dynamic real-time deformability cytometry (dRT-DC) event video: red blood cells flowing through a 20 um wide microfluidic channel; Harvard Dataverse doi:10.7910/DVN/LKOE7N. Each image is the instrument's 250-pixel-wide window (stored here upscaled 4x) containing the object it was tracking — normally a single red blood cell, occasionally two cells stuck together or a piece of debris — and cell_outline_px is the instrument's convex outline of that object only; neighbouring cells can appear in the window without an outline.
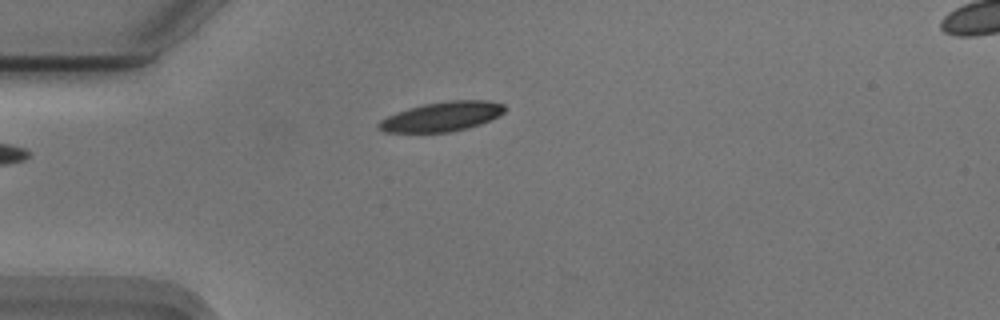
{"species": "Egyptian fruit bat (a non-hibernating species)", "species_latin": "Rousettus aegyptiacus", "temperature_condition": "cold", "stored_images_in_passage": 36, "camera_frame_rate_fps": 3000, "um_per_image_px": 0.085, "animal": {"sex": "male"}, "frame": {"image": 1, "passage_image": 1, "time_ms": 0.0, "image_size_px": [1000, 320], "cell_outline_px": [[508, 108], [500, 116], [480, 124], [468, 128], [448, 132], [384, 132], [376, 128], [376, 124], [380, 120], [396, 112], [408, 108], [424, 104], [452, 100], [488, 100], [504, 104]], "centroid_in_image_um": [37.58, 9.9], "position_along_channel_um": 47.4, "area_um2": 21.85}}
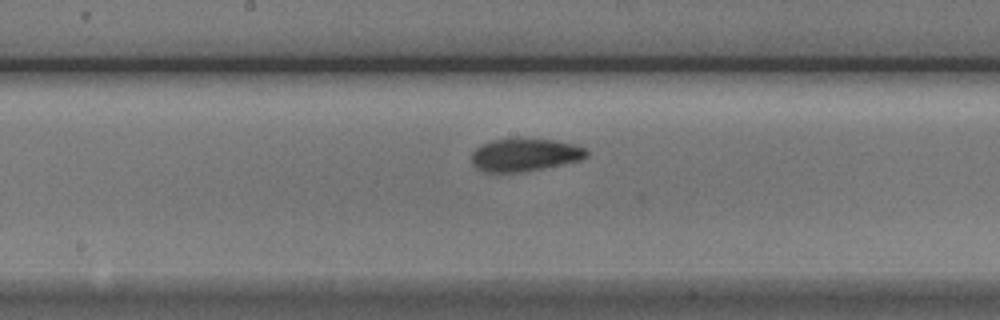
{"frame": {"image": 2, "passage_image": 15, "time_ms": 4.667, "image_size_px": [1000, 320], "cell_outline_px": [[588, 156], [580, 160], [544, 168], [524, 172], [484, 172], [476, 168], [472, 164], [472, 152], [480, 144], [492, 140], [520, 136], [552, 140], [572, 144], [584, 148], [588, 152]], "centroid_in_image_um": [44.56, 13.14], "position_along_channel_um": 203.6, "area_um2": 22.48}}
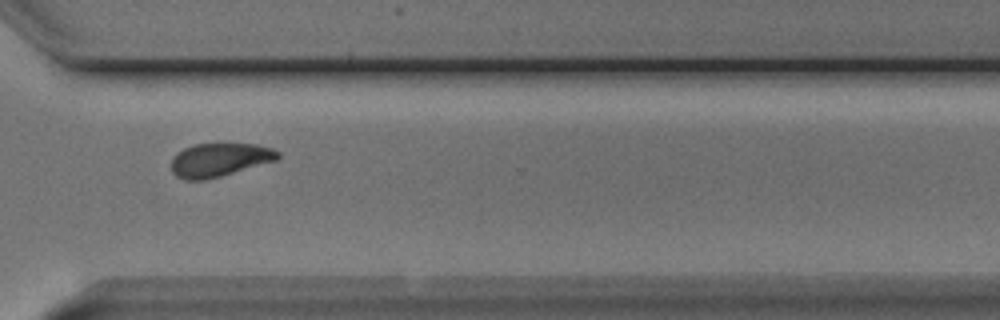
{"frame": {"image": 3, "passage_image": 27, "time_ms": 8.667, "image_size_px": [1000, 320], "cell_outline_px": [[280, 156], [276, 160], [220, 176], [204, 180], [184, 180], [176, 176], [172, 172], [172, 156], [176, 152], [184, 148], [196, 144], [256, 144], [272, 148], [280, 152]], "centroid_in_image_um": [18.63, 13.58], "position_along_channel_um": 352.0, "area_um2": 20.69}, "authors_computed_cell_mechanics": {"area_um2": 21.8773, "velocity_mm_per_s": 3.7058, "shape_relaxation_time_tau1_ms": 3.1478, "shape_relaxation_time_tau2_ms": 1.9313, "deformation_change_tau1": 0.1193, "deformation_change_tau2": 0.0761}}